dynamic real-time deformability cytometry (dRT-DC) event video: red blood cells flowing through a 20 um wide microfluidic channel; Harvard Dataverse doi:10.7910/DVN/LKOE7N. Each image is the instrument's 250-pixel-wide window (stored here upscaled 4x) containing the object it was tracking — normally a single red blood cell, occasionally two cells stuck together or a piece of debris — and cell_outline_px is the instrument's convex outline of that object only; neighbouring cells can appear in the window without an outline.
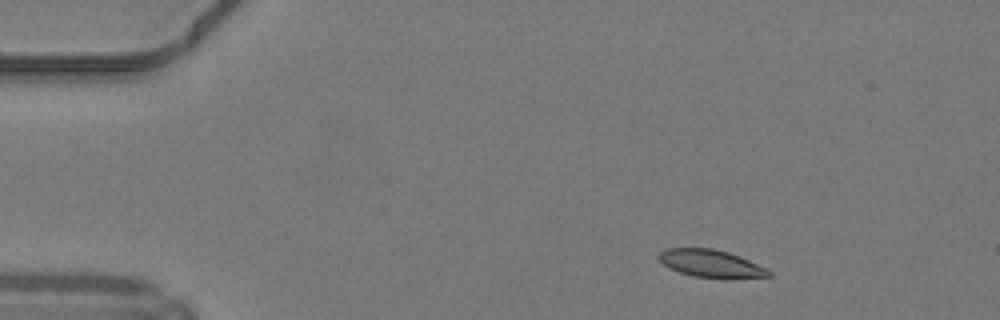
{"species": "common noctule bat (a hibernating species)", "species_latin": "Nyctalus noctula", "temperature_condition": "warm", "stored_images_in_passage": 47, "camera_frame_rate_fps": 3000, "um_per_image_px": 0.085, "animal": {"sex": "male", "body_mass_g": 19.2, "forearm_length_mm": 51.8}, "frame": {"image": 1, "passage_image": 5, "time_ms": 1.333, "image_size_px": [1000, 320], "cell_outline_px": [[772, 276], [732, 280], [724, 280], [692, 276], [668, 268], [656, 256], [664, 248], [712, 248], [728, 252], [740, 256], [768, 268], [772, 272]], "centroid_in_image_um": [60.49, 22.43], "position_along_channel_um": 24.5, "area_um2": 18.38}}
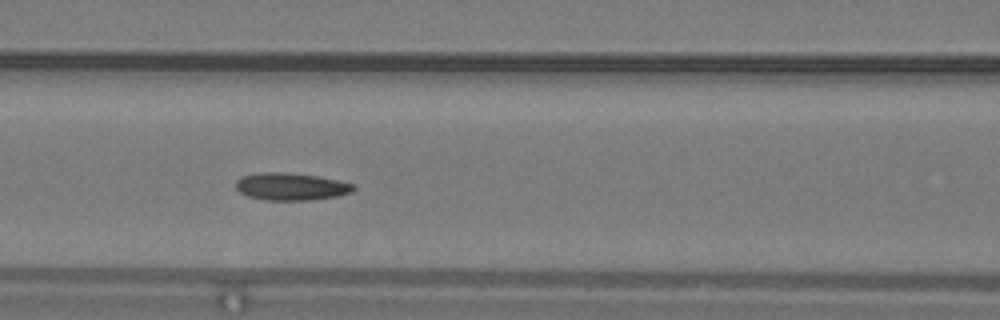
{"frame": {"image": 2, "passage_image": 19, "time_ms": 6.0, "image_size_px": [1000, 320], "cell_outline_px": [[356, 188], [352, 192], [336, 196], [312, 200], [264, 200], [248, 196], [240, 192], [236, 188], [236, 180], [244, 176], [256, 172], [284, 172], [316, 176], [356, 184]], "centroid_in_image_um": [24.74, 15.86], "position_along_channel_um": 141.9, "area_um2": 18.79}}
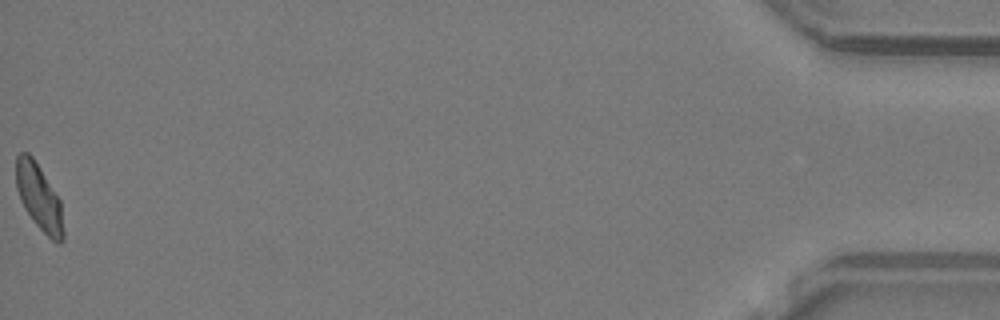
{"frame": {"image": 3, "passage_image": 47, "time_ms": 15.333, "image_size_px": [1000, 320], "cell_outline_px": [[64, 240], [60, 244], [52, 240], [36, 224], [24, 208], [20, 200], [16, 188], [16, 156], [20, 152], [28, 152], [32, 156], [60, 200], [64, 232]], "centroid_in_image_um": [3.31, 16.77], "position_along_channel_um": 431.9, "area_um2": 18.09}, "authors_computed_cell_mechanics": {"area_um2": 18.3226, "velocity_mm_per_s": 4.1982, "shape_relaxation_time_tau1_ms": 6.8977, "shape_relaxation_time_tau2_ms": 1.9273, "deformation_change_tau1": 0.1427, "deformation_change_tau2": 0.0738}}